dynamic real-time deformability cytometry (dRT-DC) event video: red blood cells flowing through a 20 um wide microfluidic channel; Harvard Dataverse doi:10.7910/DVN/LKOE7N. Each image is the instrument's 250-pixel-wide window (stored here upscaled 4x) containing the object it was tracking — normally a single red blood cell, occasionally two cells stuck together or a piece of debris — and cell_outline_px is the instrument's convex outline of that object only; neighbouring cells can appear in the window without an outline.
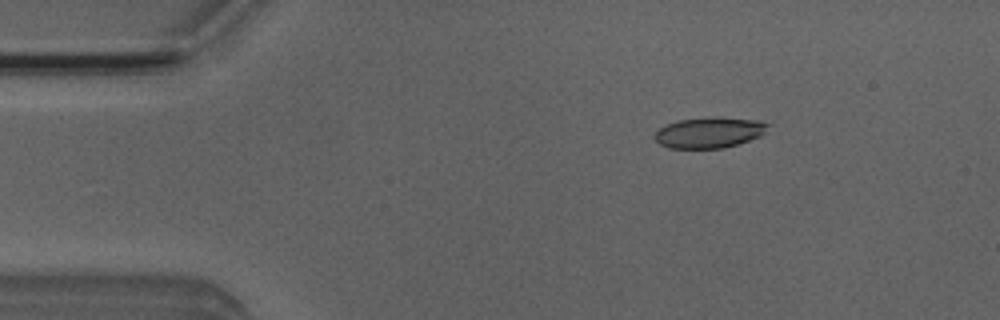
{"species": "Egyptian fruit bat (a non-hibernating species)", "species_latin": "Rousettus aegyptiacus", "temperature_condition": "room temperature", "stored_images_in_passage": 4, "camera_frame_rate_fps": 3000, "um_per_image_px": 0.085, "animal": {"sex": "male"}, "frame": {"image": 1, "passage_image": 2, "time_ms": 1.333, "image_size_px": [1000, 320], "cell_outline_px": [[772, 124], [760, 136], [736, 144], [720, 148], [672, 148], [660, 144], [652, 136], [660, 128], [676, 120], [712, 116], [716, 116], [756, 120]], "centroid_in_image_um": [60.29, 11.24], "position_along_channel_um": 24.7, "area_um2": 20.29}}
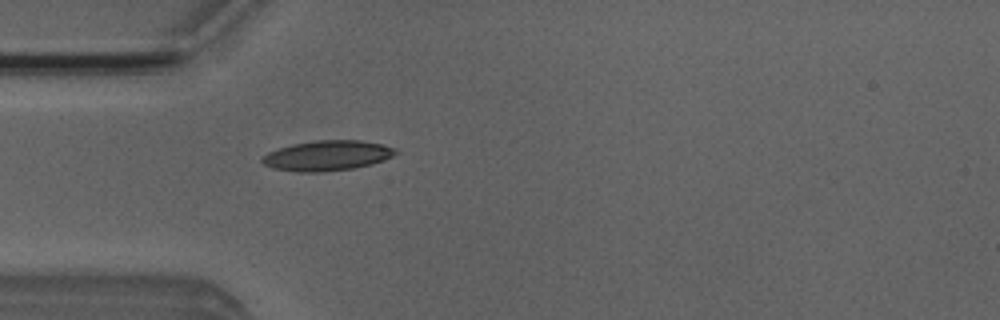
{"frame": {"image": 2, "passage_image": 4, "time_ms": 3.667, "image_size_px": [1000, 320], "cell_outline_px": [[400, 152], [384, 160], [372, 164], [352, 168], [316, 172], [300, 172], [272, 168], [264, 164], [260, 160], [268, 152], [292, 144], [316, 140], [360, 140], [380, 144], [396, 148]], "centroid_in_image_um": [27.83, 13.22], "position_along_channel_um": 57.2, "area_um2": 23.29}}